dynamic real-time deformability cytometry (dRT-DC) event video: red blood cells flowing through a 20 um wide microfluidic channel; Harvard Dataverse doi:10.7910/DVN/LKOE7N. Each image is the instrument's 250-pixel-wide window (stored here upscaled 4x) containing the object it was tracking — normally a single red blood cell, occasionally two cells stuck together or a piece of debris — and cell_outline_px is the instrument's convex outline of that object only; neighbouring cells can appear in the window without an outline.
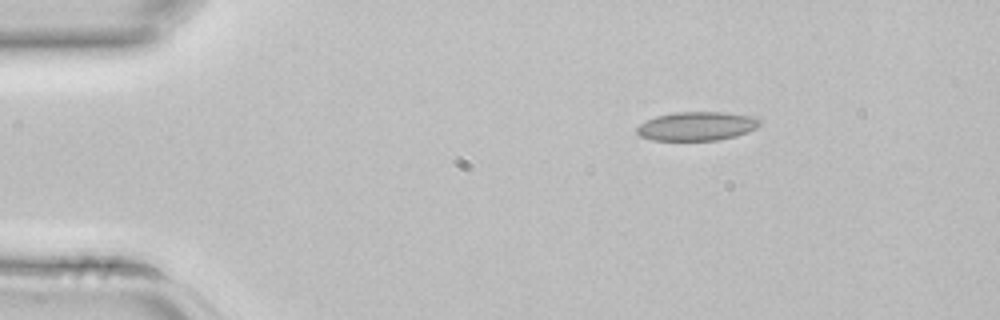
{"species": "common noctule bat (a hibernating species)", "species_latin": "Nyctalus noctula", "temperature_condition": "room temperature", "stored_images_in_passage": 3, "camera_frame_rate_fps": 3000, "um_per_image_px": 0.085, "animal": {"sex": "female", "body_mass_g": 22.7, "forearm_length_mm": 54.2}, "frame": {"image": 1, "passage_image": 1, "time_ms": 0.0, "image_size_px": [1000, 320], "cell_outline_px": [[760, 124], [756, 128], [748, 132], [736, 136], [716, 140], [652, 140], [640, 136], [636, 132], [636, 128], [640, 124], [656, 116], [672, 112], [724, 112], [756, 116], [760, 120]], "centroid_in_image_um": [59.25, 10.71], "position_along_channel_um": 25.8, "area_um2": 20.75}}
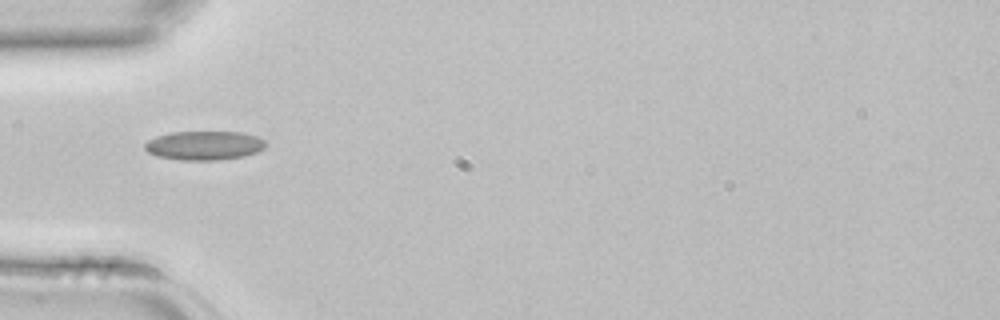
{"frame": {"image": 2, "passage_image": 3, "time_ms": 0.667, "image_size_px": [1000, 320], "cell_outline_px": [[268, 144], [264, 148], [256, 152], [244, 156], [216, 160], [180, 160], [156, 156], [148, 152], [144, 148], [144, 144], [148, 140], [156, 136], [172, 132], [244, 132], [256, 136], [264, 140]], "centroid_in_image_um": [17.36, 12.36], "position_along_channel_um": 67.6, "area_um2": 20.52}}